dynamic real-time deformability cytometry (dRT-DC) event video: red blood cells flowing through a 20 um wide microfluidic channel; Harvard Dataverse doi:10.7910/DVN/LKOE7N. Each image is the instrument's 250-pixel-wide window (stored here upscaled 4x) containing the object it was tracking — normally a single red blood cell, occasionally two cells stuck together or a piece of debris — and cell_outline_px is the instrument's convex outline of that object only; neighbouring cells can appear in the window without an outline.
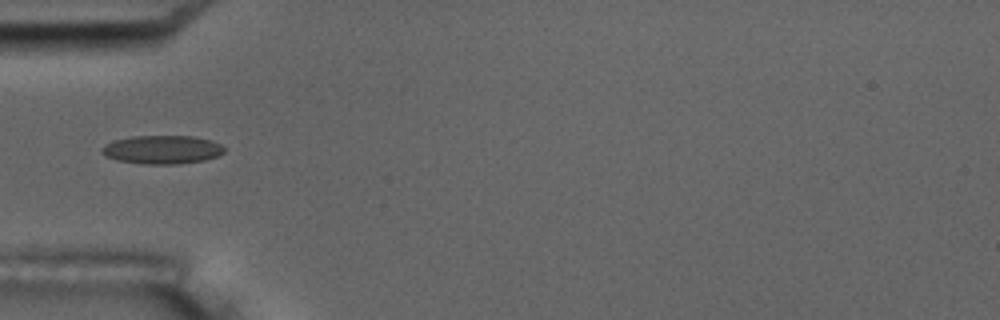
{"species": "common noctule bat (a hibernating species)", "species_latin": "Nyctalus noctula", "temperature_condition": "room temperature", "stored_images_in_passage": 16, "camera_frame_rate_fps": 3000, "um_per_image_px": 0.085, "animal": {"sex": "male", "body_mass_g": 17.5, "forearm_length_mm": 52.3}, "frame": {"image": 1, "passage_image": 5, "time_ms": 6.0, "image_size_px": [1000, 320], "cell_outline_px": [[224, 152], [216, 156], [204, 160], [180, 164], [144, 164], [116, 160], [100, 152], [100, 148], [104, 144], [112, 140], [132, 136], [192, 136], [212, 140], [220, 144], [224, 148]], "centroid_in_image_um": [13.75, 12.71], "position_along_channel_um": 71.2, "area_um2": 20.46}, "authors_computed_cell_mechanics": {"area_um2": 19.2185, "velocity_mm_per_s": 3.5046, "shape_relaxation_time_tau1_ms": 6.5339, "shape_relaxation_time_tau2_ms": 2.7189, "deformation_change_tau1": 0.1237, "deformation_change_tau2": 0.0579}}